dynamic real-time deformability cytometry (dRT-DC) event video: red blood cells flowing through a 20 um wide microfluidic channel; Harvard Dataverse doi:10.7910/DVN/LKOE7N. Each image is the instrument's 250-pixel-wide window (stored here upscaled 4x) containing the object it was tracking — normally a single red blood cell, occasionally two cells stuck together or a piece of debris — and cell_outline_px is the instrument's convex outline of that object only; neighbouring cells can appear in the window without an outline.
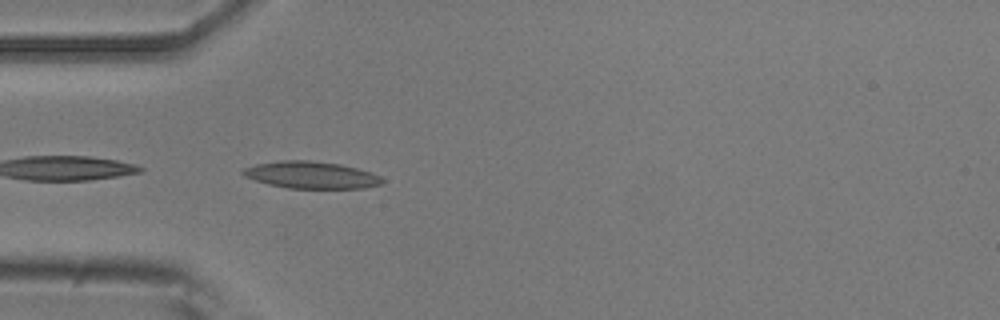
{"species": "common noctule bat (a hibernating species)", "species_latin": "Nyctalus noctula", "temperature_condition": "room temperature", "stored_images_in_passage": 33, "camera_frame_rate_fps": 3000, "um_per_image_px": 0.085, "animal": {"sex": "male", "body_mass_g": 20.5, "forearm_length_mm": 52.5}, "frame": {"image": 1, "passage_image": 1, "time_ms": 0.0, "image_size_px": [1000, 320], "cell_outline_px": [[384, 180], [380, 184], [364, 188], [288, 188], [268, 184], [244, 176], [240, 172], [244, 168], [256, 164], [280, 160], [308, 160], [340, 164], [372, 172], [380, 176]], "centroid_in_image_um": [26.44, 14.87], "position_along_channel_um": 58.6, "area_um2": 21.85}}
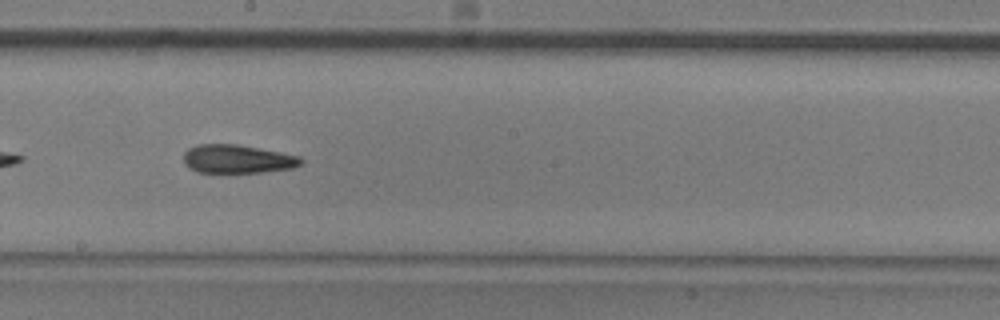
{"frame": {"image": 2, "passage_image": 14, "time_ms": 4.333, "image_size_px": [1000, 320], "cell_outline_px": [[304, 160], [300, 164], [292, 168], [264, 172], [196, 172], [188, 168], [184, 164], [184, 152], [188, 148], [196, 144], [236, 144], [280, 152], [300, 156]], "centroid_in_image_um": [20.15, 13.51], "position_along_channel_um": 228.1, "area_um2": 19.54}}
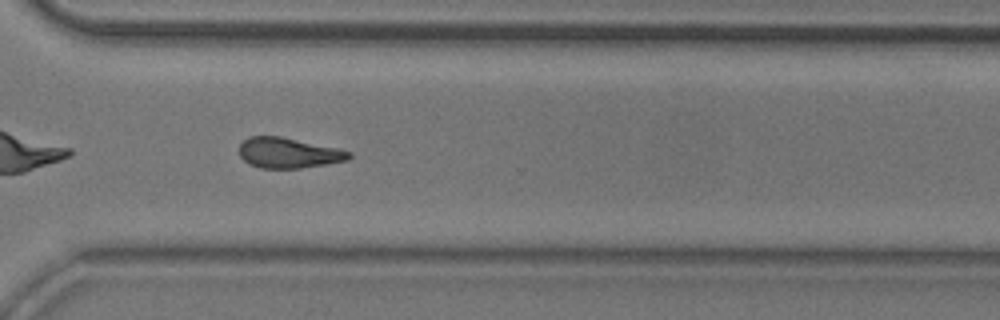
{"frame": {"image": 3, "passage_image": 23, "time_ms": 7.333, "image_size_px": [1000, 320], "cell_outline_px": [[352, 156], [348, 160], [328, 164], [300, 168], [260, 168], [248, 164], [240, 156], [240, 144], [248, 136], [280, 136], [336, 148], [352, 152]], "centroid_in_image_um": [24.51, 13.0], "position_along_channel_um": 346.1, "area_um2": 19.42}, "authors_computed_cell_mechanics": {"area_um2": 19.652, "velocity_mm_per_s": 3.9534, "shape_relaxation_time_tau1_ms": 7.2673, "shape_relaxation_time_tau2_ms": 3.7363, "deformation_change_tau1": 0.1691, "deformation_change_tau2": 0.1349}}